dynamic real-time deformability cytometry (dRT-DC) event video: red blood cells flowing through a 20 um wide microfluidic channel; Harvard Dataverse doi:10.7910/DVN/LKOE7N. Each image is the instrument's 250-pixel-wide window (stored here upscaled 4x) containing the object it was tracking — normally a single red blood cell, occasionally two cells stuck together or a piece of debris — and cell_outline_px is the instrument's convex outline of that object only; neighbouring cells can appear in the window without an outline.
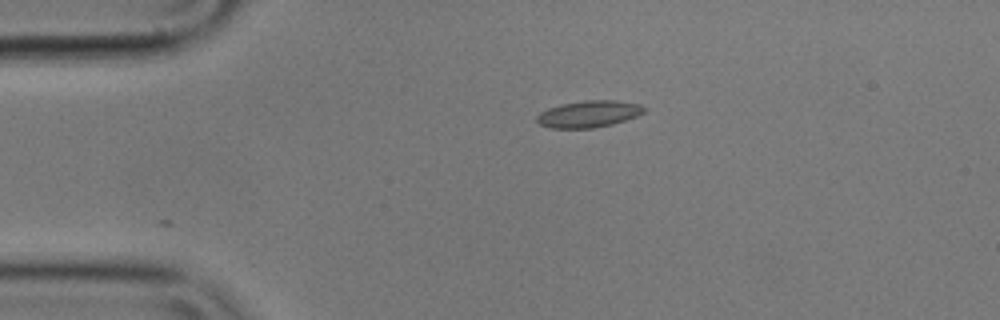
{"species": "common noctule bat (a hibernating species)", "species_latin": "Nyctalus noctula", "temperature_condition": "cold", "stored_images_in_passage": 2, "camera_frame_rate_fps": 3000, "um_per_image_px": 0.085, "animal": {"sex": "male", "body_mass_g": 17.9}, "frame": {"image": 1, "passage_image": 1, "time_ms": 0.0, "image_size_px": [1000, 320], "cell_outline_px": [[644, 112], [636, 116], [612, 124], [592, 128], [548, 128], [540, 124], [536, 120], [536, 116], [540, 112], [548, 108], [564, 104], [584, 100], [616, 100], [640, 104], [644, 108]], "centroid_in_image_um": [50.01, 9.69], "position_along_channel_um": 35.0, "area_um2": 16.59}}